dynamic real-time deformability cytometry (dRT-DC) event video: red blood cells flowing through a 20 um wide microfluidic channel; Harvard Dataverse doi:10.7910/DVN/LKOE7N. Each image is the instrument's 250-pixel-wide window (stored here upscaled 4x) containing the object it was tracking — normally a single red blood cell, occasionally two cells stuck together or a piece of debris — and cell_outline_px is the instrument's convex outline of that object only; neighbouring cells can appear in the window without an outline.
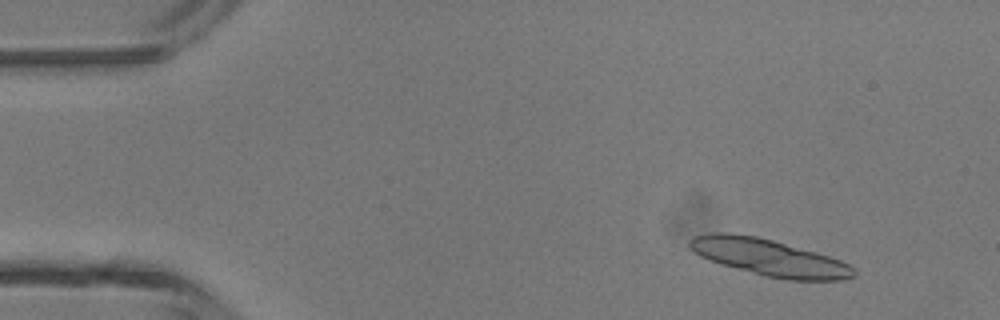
{"species": "common noctule bat (a hibernating species)", "species_latin": "Nyctalus noctula", "temperature_condition": "room temperature", "stored_images_in_passage": 6, "segment_of_instrument_passage": [1, 2], "camera_frame_rate_fps": 3000, "um_per_image_px": 0.085, "animal": {"sex": "male", "body_mass_g": 13.3}, "frame": {"image": 1, "passage_image": 2, "time_ms": 0.333, "image_size_px": [1000, 320], "cell_outline_px": [[856, 276], [844, 280], [788, 280], [764, 276], [720, 264], [700, 256], [692, 252], [688, 248], [688, 240], [696, 236], [712, 232], [728, 232], [756, 236], [772, 240], [816, 252], [840, 260], [848, 264], [856, 272]], "centroid_in_image_um": [65.34, 21.89], "position_along_channel_um": 19.7, "area_um2": 35.2}}